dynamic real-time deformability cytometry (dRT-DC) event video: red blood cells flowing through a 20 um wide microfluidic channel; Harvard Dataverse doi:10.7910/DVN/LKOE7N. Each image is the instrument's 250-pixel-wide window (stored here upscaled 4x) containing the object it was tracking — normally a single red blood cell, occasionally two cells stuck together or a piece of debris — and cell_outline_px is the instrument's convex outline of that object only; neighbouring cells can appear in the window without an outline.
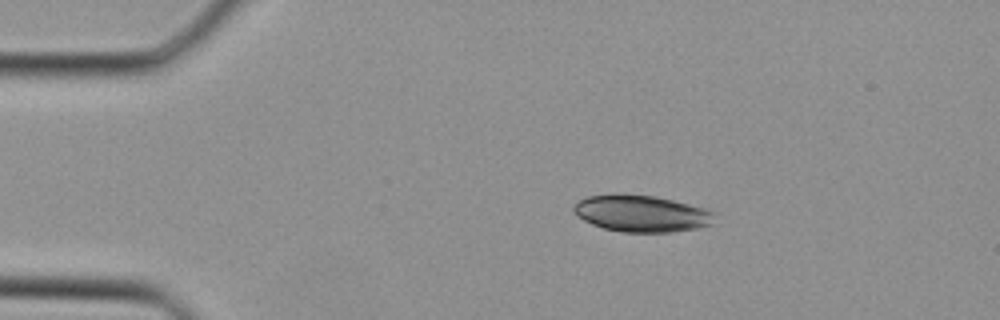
{"species": "Egyptian fruit bat (a non-hibernating species)", "species_latin": "Rousettus aegyptiacus", "temperature_condition": "cold", "stored_images_in_passage": 37, "camera_frame_rate_fps": 3000, "um_per_image_px": 0.085, "animal": {"sex": "female"}, "frame": {"image": 1, "passage_image": 6, "time_ms": 1.667, "image_size_px": [1000, 320], "cell_outline_px": [[716, 212], [712, 224], [696, 228], [672, 232], [624, 232], [604, 228], [592, 224], [576, 216], [572, 212], [572, 208], [580, 200], [588, 196], [620, 192], [656, 196], [704, 208]], "centroid_in_image_um": [54.5, 18.13], "position_along_channel_um": 30.5, "area_um2": 30.4}}
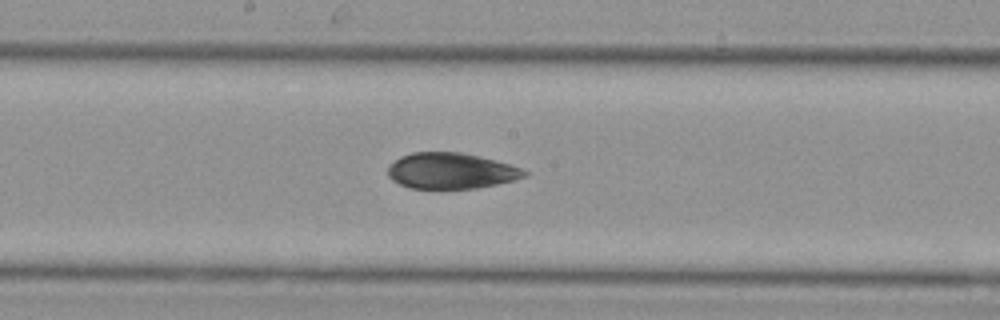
{"frame": {"image": 2, "passage_image": 19, "time_ms": 6.0, "image_size_px": [1000, 320], "cell_outline_px": [[528, 172], [524, 176], [512, 180], [496, 184], [476, 188], [408, 188], [392, 180], [388, 176], [388, 164], [400, 156], [412, 152], [460, 152], [480, 156], [508, 164], [520, 168]], "centroid_in_image_um": [38.26, 14.51], "position_along_channel_um": 209.9, "area_um2": 28.38}}
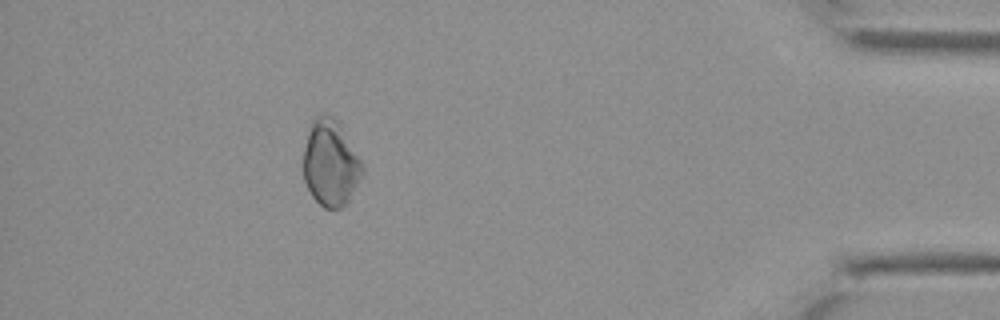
{"frame": {"image": 3, "passage_image": 33, "time_ms": 10.667, "image_size_px": [1000, 320], "cell_outline_px": [[364, 172], [348, 200], [340, 208], [324, 208], [312, 196], [304, 180], [304, 148], [308, 124], [316, 116], [328, 116], [336, 120], [344, 132], [360, 160], [364, 168]], "centroid_in_image_um": [28.07, 13.87], "position_along_channel_um": 407.1, "area_um2": 29.07}}